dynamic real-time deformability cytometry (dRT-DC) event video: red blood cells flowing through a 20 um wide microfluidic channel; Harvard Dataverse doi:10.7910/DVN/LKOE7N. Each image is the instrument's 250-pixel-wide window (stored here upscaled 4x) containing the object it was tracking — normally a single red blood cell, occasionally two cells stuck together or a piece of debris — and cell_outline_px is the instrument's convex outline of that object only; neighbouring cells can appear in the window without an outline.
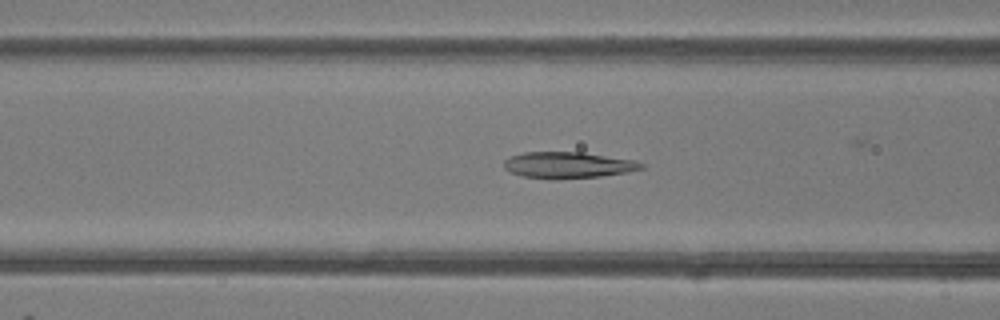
{"species": "common noctule bat (a hibernating species)", "species_latin": "Nyctalus noctula", "temperature_condition": "room temperature", "stored_images_in_passage": 41, "camera_frame_rate_fps": 3000, "um_per_image_px": 0.085, "animal": {"sex": "female"}, "frame": {"image": 1, "passage_image": 18, "time_ms": 5.667, "image_size_px": [1000, 320], "cell_outline_px": [[644, 168], [628, 172], [600, 176], [556, 180], [552, 180], [524, 176], [512, 172], [504, 168], [504, 160], [508, 156], [524, 152], [580, 152], [636, 160], [644, 164]], "centroid_in_image_um": [48.28, 14.03], "position_along_channel_um": 118.3, "area_um2": 21.21}}
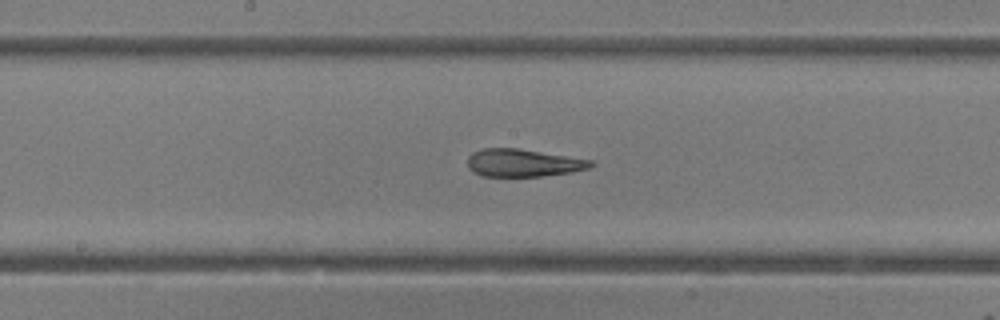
{"frame": {"image": 2, "passage_image": 24, "time_ms": 7.667, "image_size_px": [1000, 320], "cell_outline_px": [[596, 164], [588, 168], [572, 172], [544, 176], [480, 176], [472, 172], [468, 168], [468, 156], [472, 152], [484, 148], [520, 148], [592, 160]], "centroid_in_image_um": [44.45, 13.84], "position_along_channel_um": 203.7, "area_um2": 20.06}}
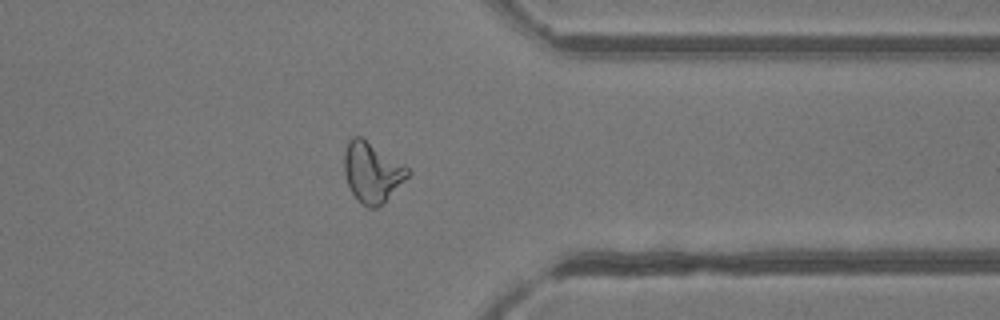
{"frame": {"image": 3, "passage_image": 37, "time_ms": 12.0, "image_size_px": [1000, 320], "cell_outline_px": [[412, 172], [384, 204], [376, 208], [368, 208], [360, 204], [356, 200], [348, 184], [344, 172], [344, 152], [348, 140], [352, 136], [360, 136], [404, 164]], "centroid_in_image_um": [31.62, 14.67], "position_along_channel_um": 379.8, "area_um2": 22.48}}